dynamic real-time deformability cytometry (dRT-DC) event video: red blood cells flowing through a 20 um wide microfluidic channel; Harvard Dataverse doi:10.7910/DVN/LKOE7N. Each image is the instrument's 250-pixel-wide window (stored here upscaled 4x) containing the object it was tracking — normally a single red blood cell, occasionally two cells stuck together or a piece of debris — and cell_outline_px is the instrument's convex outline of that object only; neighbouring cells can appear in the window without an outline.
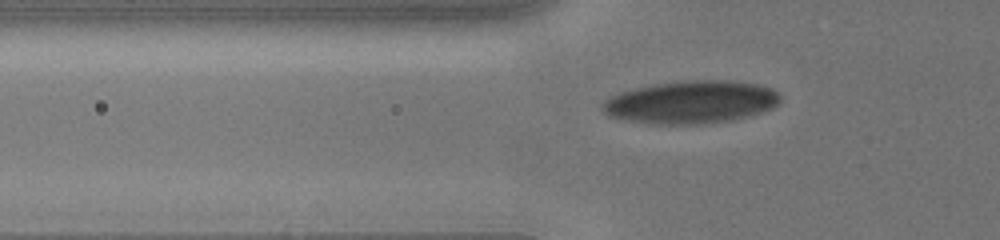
{"species": "human", "species_latin": "Homo sapiens", "temperature_condition": "cold", "stored_images_in_passage": 23, "camera_frame_rate_fps": 3000, "um_per_image_px": 0.085, "donor": {"sex": "male"}, "frame": {"image": 1, "passage_image": 5, "time_ms": 1.0, "image_size_px": [1000, 240], "cell_outline_px": [[780, 100], [772, 108], [760, 112], [732, 120], [700, 124], [652, 124], [628, 120], [608, 116], [600, 108], [600, 104], [608, 96], [620, 92], [636, 88], [656, 84], [692, 80], [736, 80], [760, 84], [772, 88], [780, 96]], "centroid_in_image_um": [58.72, 8.67], "position_along_channel_um": 67.1, "area_um2": 44.39}}
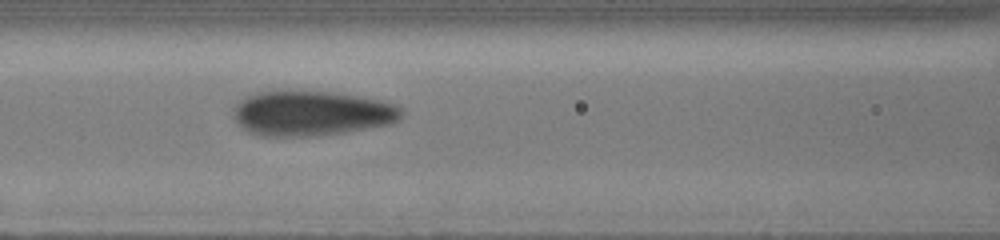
{"frame": {"image": 2, "passage_image": 15, "time_ms": 3.0, "image_size_px": [1000, 240], "cell_outline_px": [[404, 112], [396, 120], [388, 124], [344, 132], [316, 136], [260, 136], [248, 132], [236, 120], [236, 104], [244, 96], [260, 92], [328, 92], [360, 96], [384, 100], [396, 104]], "centroid_in_image_um": [26.51, 9.64], "position_along_channel_um": 140.1, "area_um2": 43.47}}
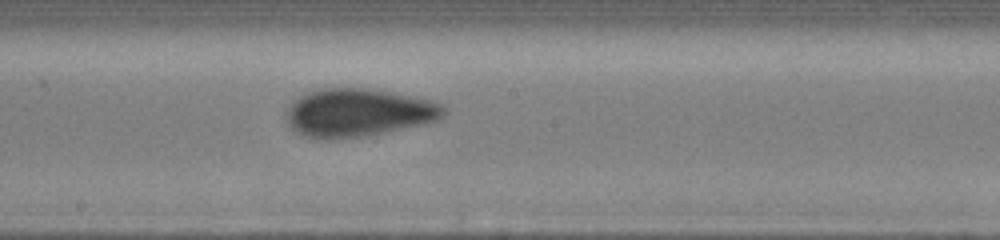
{"frame": {"image": 3, "passage_image": 23, "time_ms": 5.0, "image_size_px": [1000, 240], "cell_outline_px": [[448, 112], [444, 116], [436, 120], [424, 124], [364, 136], [332, 140], [316, 140], [304, 136], [296, 132], [288, 124], [284, 112], [300, 96], [308, 92], [324, 88], [368, 88], [416, 96], [432, 100], [440, 104]], "centroid_in_image_um": [30.44, 9.59], "position_along_channel_um": 217.8, "area_um2": 44.45}}